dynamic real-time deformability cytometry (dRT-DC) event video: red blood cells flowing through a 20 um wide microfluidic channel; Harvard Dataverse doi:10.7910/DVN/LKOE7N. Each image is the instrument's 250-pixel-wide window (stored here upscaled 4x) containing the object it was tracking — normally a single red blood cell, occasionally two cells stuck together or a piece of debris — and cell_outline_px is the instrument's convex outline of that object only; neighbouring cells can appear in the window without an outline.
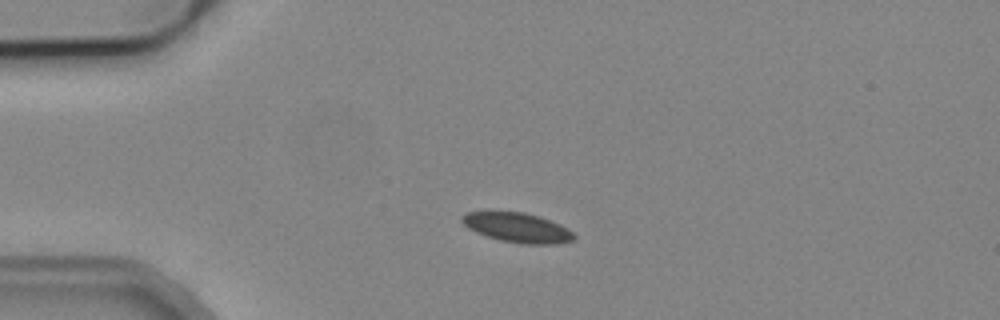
{"species": "common noctule bat (a hibernating species)", "species_latin": "Nyctalus noctula", "temperature_condition": "cold", "stored_images_in_passage": 1, "camera_frame_rate_fps": 3000, "um_per_image_px": 0.085, "animal": {"sex": "male", "body_mass_g": 19.2, "forearm_length_mm": 51.8}, "frame": {"image": 1, "passage_image": 1, "time_ms": 0.0, "image_size_px": [1000, 320], "cell_outline_px": [[576, 240], [556, 244], [524, 244], [500, 240], [476, 232], [468, 228], [460, 220], [460, 216], [468, 212], [524, 212], [540, 216], [560, 224], [568, 228], [576, 236]], "centroid_in_image_um": [44.02, 19.35], "position_along_channel_um": 41.0, "area_um2": 19.36}}